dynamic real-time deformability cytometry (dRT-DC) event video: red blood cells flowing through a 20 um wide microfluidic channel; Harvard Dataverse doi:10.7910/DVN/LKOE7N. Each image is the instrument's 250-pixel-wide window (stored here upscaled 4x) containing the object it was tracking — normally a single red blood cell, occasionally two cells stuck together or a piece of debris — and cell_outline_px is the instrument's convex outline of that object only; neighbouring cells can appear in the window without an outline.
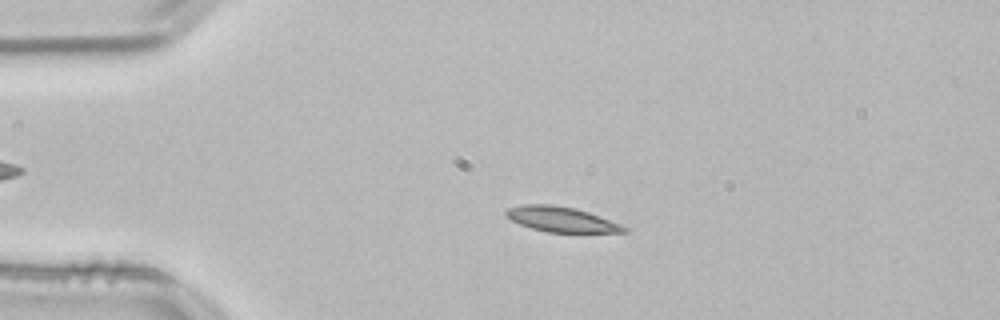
{"species": "common noctule bat (a hibernating species)", "species_latin": "Nyctalus noctula", "temperature_condition": "room temperature", "stored_images_in_passage": 53, "camera_frame_rate_fps": 3000, "um_per_image_px": 0.085, "animal": {"sex": "male", "body_mass_g": 21.5, "forearm_length_mm": 52.0}, "frame": {"image": 1, "passage_image": 12, "time_ms": 3.667, "image_size_px": [1000, 320], "cell_outline_px": [[628, 232], [548, 232], [532, 228], [520, 224], [512, 220], [504, 212], [508, 208], [520, 204], [552, 204], [576, 208], [588, 212], [620, 224], [628, 228]], "centroid_in_image_um": [47.7, 18.63], "position_along_channel_um": 37.3, "area_um2": 17.11}}
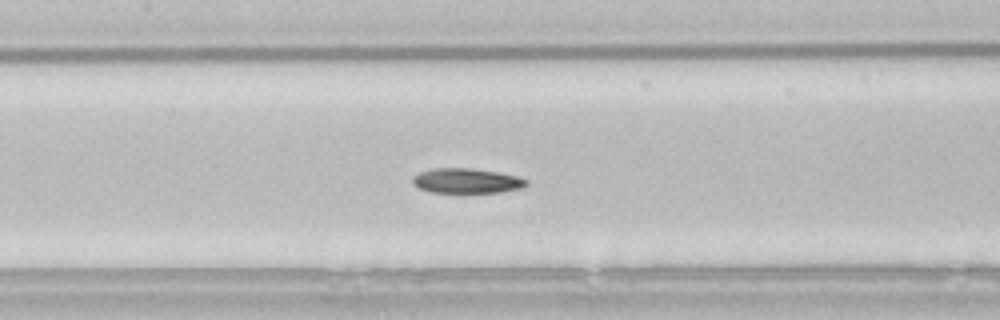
{"frame": {"image": 2, "passage_image": 25, "time_ms": 8.0, "image_size_px": [1000, 320], "cell_outline_px": [[528, 184], [520, 188], [500, 192], [432, 192], [420, 188], [412, 184], [412, 176], [420, 172], [432, 168], [468, 168], [496, 172], [516, 176], [528, 180]], "centroid_in_image_um": [39.63, 15.36], "position_along_channel_um": 167.8, "area_um2": 16.3}}
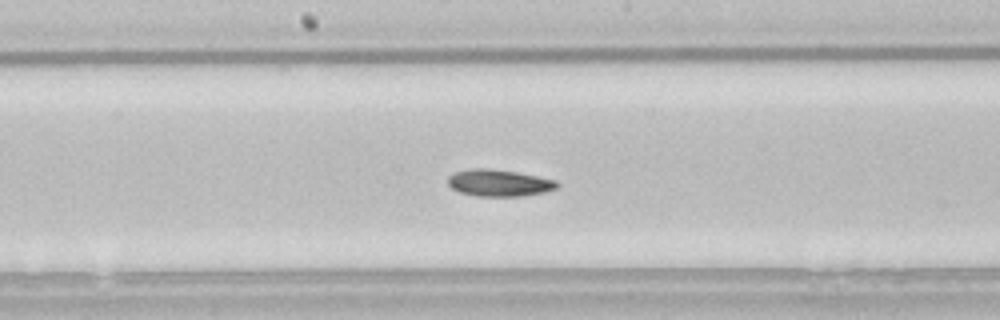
{"frame": {"image": 3, "passage_image": 28, "time_ms": 9.0, "image_size_px": [1000, 320], "cell_outline_px": [[560, 184], [556, 188], [544, 192], [520, 196], [476, 196], [460, 192], [452, 188], [448, 184], [448, 176], [456, 172], [472, 168], [488, 168], [516, 172], [556, 180]], "centroid_in_image_um": [42.41, 15.55], "position_along_channel_um": 205.8, "area_um2": 16.94}, "authors_computed_cell_mechanics": {"area_um2": 17.1088, "velocity_mm_per_s": 3.815, "shape_relaxation_time_tau1_ms": 7.2179, "shape_relaxation_time_tau2_ms": null, "deformation_change_tau1": 0.1335, "deformation_change_tau2": null}}